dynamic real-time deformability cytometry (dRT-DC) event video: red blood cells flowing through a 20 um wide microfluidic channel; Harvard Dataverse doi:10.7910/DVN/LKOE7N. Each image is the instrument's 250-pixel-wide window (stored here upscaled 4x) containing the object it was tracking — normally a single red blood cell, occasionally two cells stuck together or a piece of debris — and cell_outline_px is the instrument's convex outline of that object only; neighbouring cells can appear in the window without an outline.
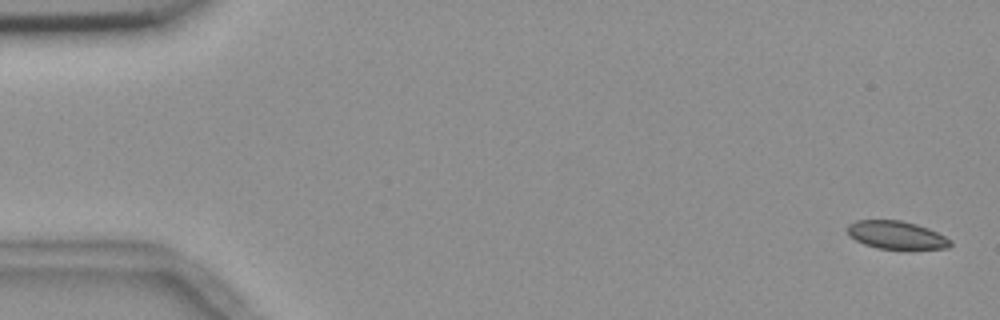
{"species": "common noctule bat (a hibernating species)", "species_latin": "Nyctalus noctula", "temperature_condition": "room temperature", "stored_images_in_passage": 5, "segment_of_instrument_passage": [1, 2], "camera_frame_rate_fps": 3000, "um_per_image_px": 0.085, "animal": {"sex": "female", "body_mass_g": 18.4}, "frame": {"image": 1, "passage_image": 1, "time_ms": 0.0, "image_size_px": [1000, 320], "cell_outline_px": [[952, 244], [948, 248], [876, 248], [864, 244], [856, 240], [848, 232], [848, 224], [856, 220], [900, 220], [916, 224], [928, 228], [952, 240]], "centroid_in_image_um": [76.19, 19.96], "position_along_channel_um": 8.8, "area_um2": 16.47}}
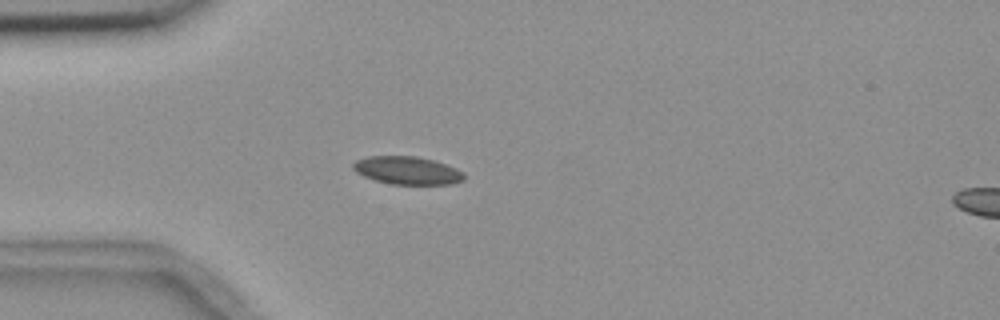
{"frame": {"image": 2, "passage_image": 4, "time_ms": 4.667, "image_size_px": [1000, 320], "cell_outline_px": [[464, 180], [452, 184], [392, 184], [376, 180], [364, 176], [356, 172], [352, 168], [352, 164], [356, 160], [368, 156], [416, 156], [432, 160], [456, 168], [464, 172]], "centroid_in_image_um": [34.61, 14.48], "position_along_channel_um": 50.4, "area_um2": 17.98}}